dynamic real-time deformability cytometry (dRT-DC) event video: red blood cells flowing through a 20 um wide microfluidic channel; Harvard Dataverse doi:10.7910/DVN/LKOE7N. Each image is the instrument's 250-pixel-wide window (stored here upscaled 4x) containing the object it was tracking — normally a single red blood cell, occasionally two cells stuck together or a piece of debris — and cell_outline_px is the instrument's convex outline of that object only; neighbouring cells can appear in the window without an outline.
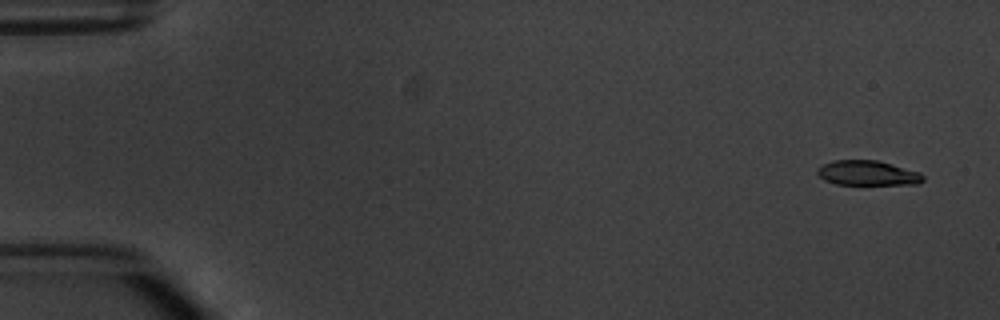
{"species": "common noctule bat (a hibernating species)", "species_latin": "Nyctalus noctula", "temperature_condition": "warm", "stored_images_in_passage": 5, "camera_frame_rate_fps": 3000, "um_per_image_px": 0.085, "animal": {"sex": "male", "body_mass_g": 20.1, "forearm_length_mm": 53.5}, "frame": {"image": 1, "passage_image": 1, "time_ms": 0.0, "image_size_px": [1000, 320], "cell_outline_px": [[924, 180], [920, 184], [836, 184], [824, 180], [816, 172], [816, 168], [832, 160], [876, 160], [920, 172], [924, 176]], "centroid_in_image_um": [73.74, 14.71], "position_along_channel_um": 11.3, "area_um2": 15.26}}
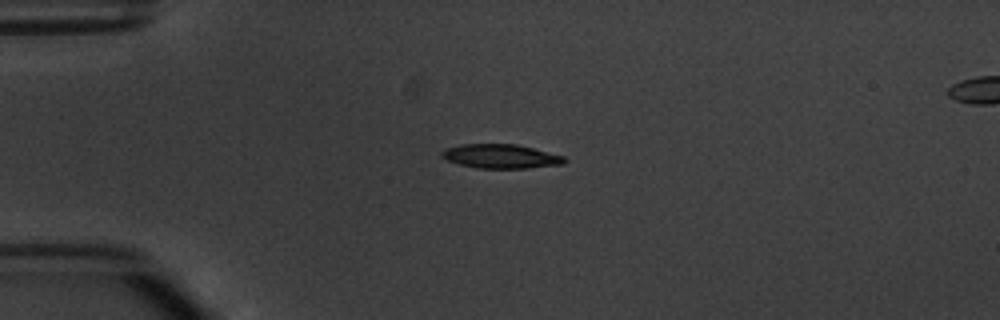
{"frame": {"image": 2, "passage_image": 4, "time_ms": 3.667, "image_size_px": [1000, 320], "cell_outline_px": [[568, 160], [564, 164], [528, 168], [480, 168], [460, 164], [448, 160], [440, 156], [440, 152], [444, 148], [460, 144], [516, 144], [564, 156]], "centroid_in_image_um": [42.56, 13.28], "position_along_channel_um": 42.4, "area_um2": 17.22}}